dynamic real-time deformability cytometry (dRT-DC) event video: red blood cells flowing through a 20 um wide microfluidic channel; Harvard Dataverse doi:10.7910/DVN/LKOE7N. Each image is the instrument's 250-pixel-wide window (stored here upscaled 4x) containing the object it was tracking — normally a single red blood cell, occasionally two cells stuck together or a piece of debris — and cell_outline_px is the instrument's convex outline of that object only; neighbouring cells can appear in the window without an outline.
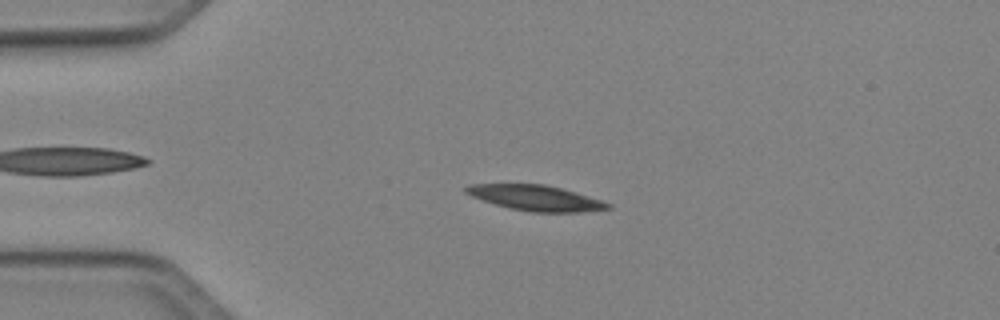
{"species": "Egyptian fruit bat (a non-hibernating species)", "species_latin": "Rousettus aegyptiacus", "temperature_condition": "cold", "stored_images_in_passage": 42, "camera_frame_rate_fps": 3000, "um_per_image_px": 0.085, "animal": {"sex": "female"}, "frame": {"image": 1, "passage_image": 11, "time_ms": 3.333, "image_size_px": [1000, 320], "cell_outline_px": [[612, 208], [580, 212], [528, 212], [496, 204], [472, 196], [464, 192], [464, 188], [468, 184], [544, 184], [560, 188], [604, 200], [612, 204]], "centroid_in_image_um": [45.57, 16.82], "position_along_channel_um": 39.4, "area_um2": 20.92}}
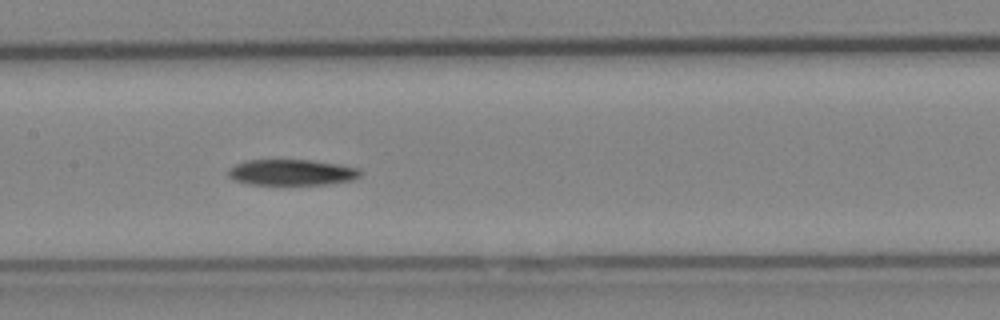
{"frame": {"image": 2, "passage_image": 24, "time_ms": 7.667, "image_size_px": [1000, 320], "cell_outline_px": [[364, 172], [360, 176], [352, 180], [328, 184], [248, 184], [236, 180], [228, 176], [228, 172], [236, 164], [248, 160], [312, 160], [360, 168]], "centroid_in_image_um": [24.86, 14.65], "position_along_channel_um": 182.5, "area_um2": 19.77}}
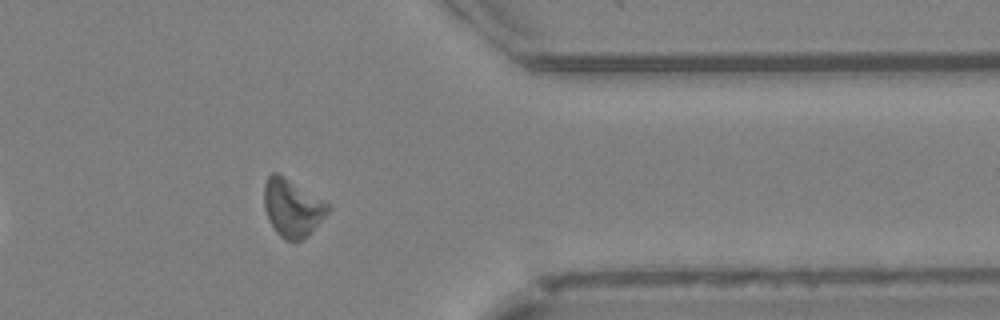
{"frame": {"image": 3, "passage_image": 40, "time_ms": 13.0, "image_size_px": [1000, 320], "cell_outline_px": [[332, 208], [308, 236], [300, 240], [284, 240], [276, 232], [268, 220], [264, 208], [264, 184], [268, 176], [272, 172], [276, 172], [284, 176], [328, 204]], "centroid_in_image_um": [24.82, 17.68], "position_along_channel_um": 386.6, "area_um2": 21.27}, "authors_computed_cell_mechanics": {"area_um2": 21.2993, "velocity_mm_per_s": 4.0481, "shape_relaxation_time_tau1_ms": 3.1039, "shape_relaxation_time_tau2_ms": null, "deformation_change_tau1": 0.1039, "deformation_change_tau2": null}}